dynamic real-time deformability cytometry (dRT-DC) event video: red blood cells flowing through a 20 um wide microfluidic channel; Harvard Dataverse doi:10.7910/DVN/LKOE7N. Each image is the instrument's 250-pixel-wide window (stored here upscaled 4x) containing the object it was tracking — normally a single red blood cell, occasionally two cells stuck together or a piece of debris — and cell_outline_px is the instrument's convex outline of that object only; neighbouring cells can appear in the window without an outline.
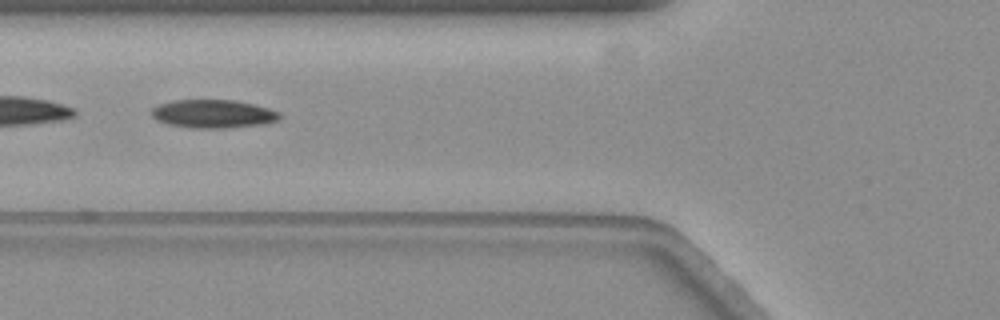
{"species": "common noctule bat (a hibernating species)", "species_latin": "Nyctalus noctula", "temperature_condition": "warm", "stored_images_in_passage": 58, "camera_frame_rate_fps": 3000, "um_per_image_px": 0.085, "animal": {"sex": "female", "body_mass_g": 19.3, "forearm_length_mm": 54.1}, "frame": {"image": 1, "passage_image": 22, "time_ms": 7.0, "image_size_px": [1000, 320], "cell_outline_px": [[280, 116], [276, 120], [264, 124], [224, 128], [188, 128], [168, 124], [156, 120], [152, 116], [152, 108], [160, 104], [172, 100], [236, 100], [268, 108], [280, 112]], "centroid_in_image_um": [18.09, 9.68], "position_along_channel_um": 107.7, "area_um2": 21.1}, "authors_computed_cell_mechanics": {"area_um2": 21.5594, "velocity_mm_per_s": 3.5372, "shape_relaxation_time_tau1_ms": 7.3714, "shape_relaxation_time_tau2_ms": null, "deformation_change_tau1": 0.1743, "deformation_change_tau2": null}}